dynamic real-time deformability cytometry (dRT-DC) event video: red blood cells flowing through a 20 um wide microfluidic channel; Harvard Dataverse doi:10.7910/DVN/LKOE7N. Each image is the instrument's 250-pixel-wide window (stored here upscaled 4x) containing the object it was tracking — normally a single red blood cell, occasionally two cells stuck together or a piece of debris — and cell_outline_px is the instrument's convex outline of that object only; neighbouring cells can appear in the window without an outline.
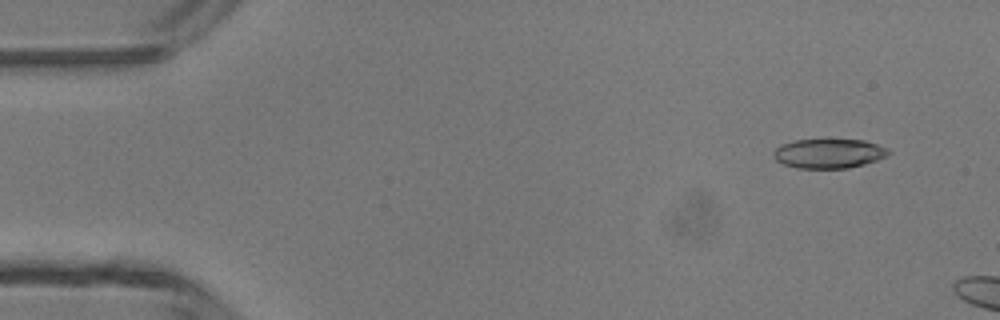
{"species": "common noctule bat (a hibernating species)", "species_latin": "Nyctalus noctula", "temperature_condition": "room temperature", "stored_images_in_passage": 2, "camera_frame_rate_fps": 3000, "um_per_image_px": 0.085, "animal": {"sex": "male", "body_mass_g": 13.3}, "frame": {"image": 1, "passage_image": 1, "time_ms": 0.0, "image_size_px": [1000, 320], "cell_outline_px": [[892, 152], [888, 156], [864, 164], [848, 168], [796, 168], [784, 164], [776, 160], [772, 156], [772, 152], [776, 148], [784, 144], [796, 140], [864, 140], [888, 148]], "centroid_in_image_um": [70.47, 13.05], "position_along_channel_um": 14.5, "area_um2": 19.65}}